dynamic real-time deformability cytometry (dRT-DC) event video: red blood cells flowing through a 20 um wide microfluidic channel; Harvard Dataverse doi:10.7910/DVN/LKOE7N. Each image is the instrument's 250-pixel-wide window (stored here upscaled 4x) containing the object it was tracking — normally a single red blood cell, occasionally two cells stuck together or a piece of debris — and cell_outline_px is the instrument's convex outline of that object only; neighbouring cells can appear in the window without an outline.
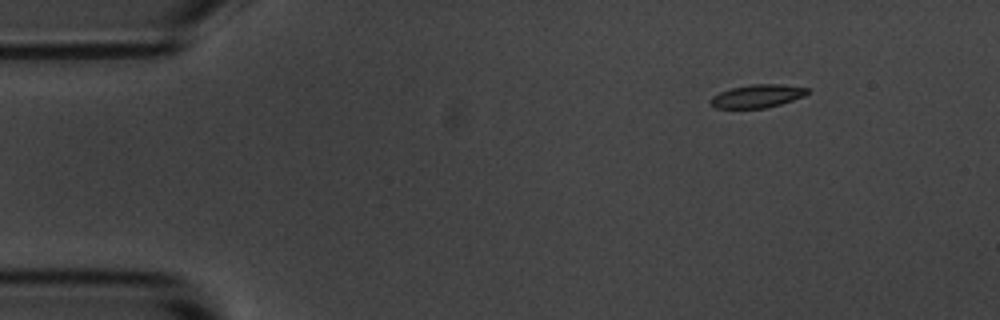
{"species": "common noctule bat (a hibernating species)", "species_latin": "Nyctalus noctula", "temperature_condition": "room temperature", "stored_images_in_passage": 3, "camera_frame_rate_fps": 3000, "um_per_image_px": 0.085, "animal": {"sex": "male", "body_mass_g": 20.1, "forearm_length_mm": 53.5}, "frame": {"image": 1, "passage_image": 1, "time_ms": 0.0, "image_size_px": [1000, 320], "cell_outline_px": [[808, 92], [804, 96], [780, 104], [764, 108], [716, 108], [712, 104], [712, 96], [720, 92], [732, 88], [752, 84], [780, 84], [808, 88]], "centroid_in_image_um": [64.38, 8.16], "position_along_channel_um": 20.6, "area_um2": 12.77}}